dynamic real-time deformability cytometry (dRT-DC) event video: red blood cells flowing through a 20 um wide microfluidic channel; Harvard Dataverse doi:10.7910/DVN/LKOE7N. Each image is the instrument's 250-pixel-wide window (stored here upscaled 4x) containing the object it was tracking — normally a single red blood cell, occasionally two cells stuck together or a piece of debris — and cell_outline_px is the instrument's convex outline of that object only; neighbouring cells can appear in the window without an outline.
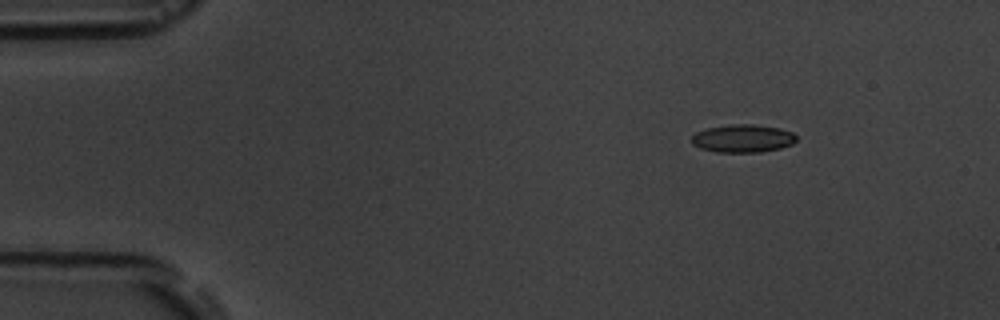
{"species": "common noctule bat (a hibernating species)", "species_latin": "Nyctalus noctula", "temperature_condition": "room temperature", "stored_images_in_passage": 15, "camera_frame_rate_fps": 3000, "um_per_image_px": 0.085, "animal": {"sex": "male", "body_mass_g": 19.5, "forearm_length_mm": 54.6}, "frame": {"image": 1, "passage_image": 1, "time_ms": 0.0, "image_size_px": [1000, 320], "cell_outline_px": [[796, 140], [792, 144], [780, 148], [760, 152], [716, 152], [700, 148], [692, 144], [692, 136], [696, 132], [704, 128], [732, 124], [756, 124], [780, 128], [792, 132], [796, 136]], "centroid_in_image_um": [63.12, 11.76], "position_along_channel_um": 21.9, "area_um2": 17.17}}
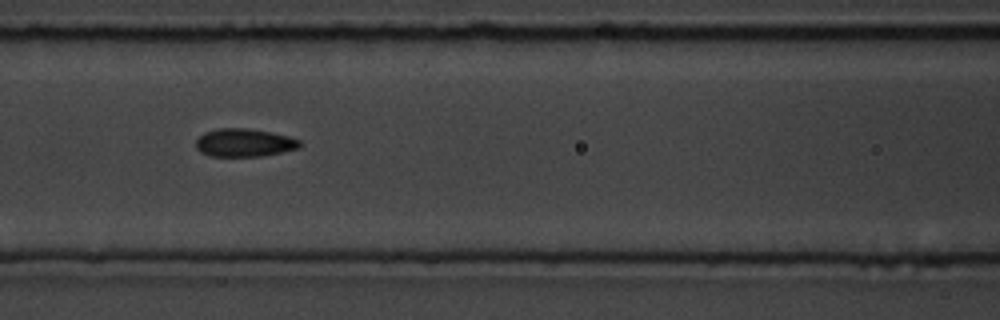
{"frame": {"image": 2, "passage_image": 6, "time_ms": 5.667, "image_size_px": [1000, 320], "cell_outline_px": [[304, 144], [300, 148], [260, 156], [208, 156], [200, 152], [196, 148], [196, 140], [204, 132], [220, 128], [248, 128], [288, 136], [300, 140]], "centroid_in_image_um": [20.76, 12.13], "position_along_channel_um": 145.8, "area_um2": 16.99}}
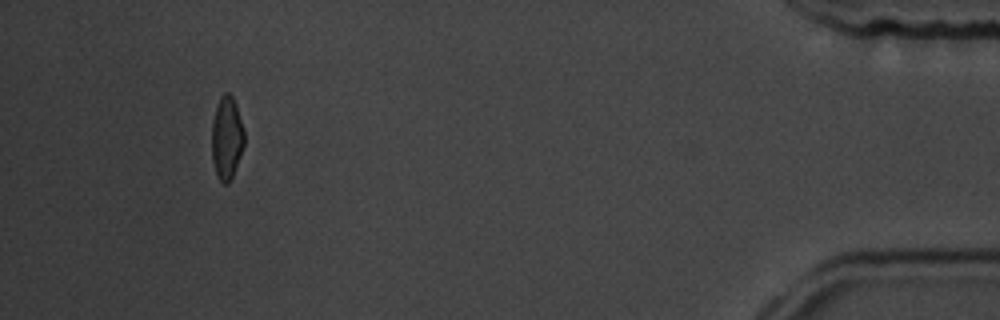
{"frame": {"image": 3, "passage_image": 14, "time_ms": 15.0, "image_size_px": [1000, 320], "cell_outline_px": [[244, 144], [232, 176], [228, 184], [224, 184], [216, 176], [212, 160], [212, 120], [220, 96], [224, 92], [228, 92], [232, 96], [236, 104], [244, 128]], "centroid_in_image_um": [19.26, 11.7], "position_along_channel_um": 415.9, "area_um2": 15.72}}